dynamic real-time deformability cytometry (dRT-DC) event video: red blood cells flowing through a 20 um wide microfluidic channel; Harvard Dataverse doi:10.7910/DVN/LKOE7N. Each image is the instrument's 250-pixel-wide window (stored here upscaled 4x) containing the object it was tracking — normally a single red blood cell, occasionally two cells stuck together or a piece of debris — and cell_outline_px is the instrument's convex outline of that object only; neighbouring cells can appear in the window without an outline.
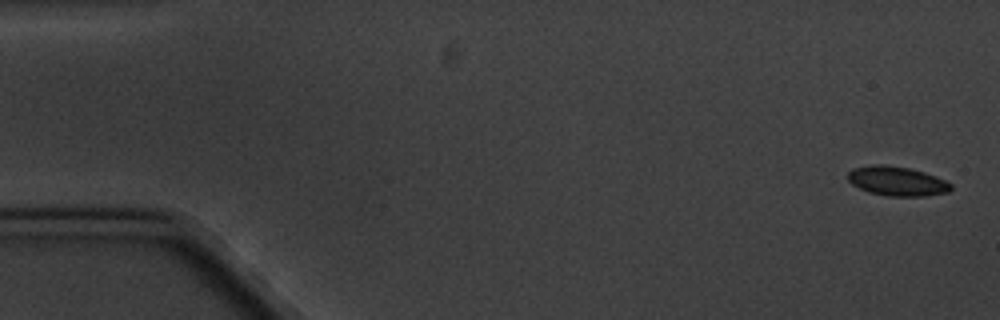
{"species": "common noctule bat (a hibernating species)", "species_latin": "Nyctalus noctula", "temperature_condition": "cold", "stored_images_in_passage": 6, "camera_frame_rate_fps": 3000, "um_per_image_px": 0.085, "animal": {"sex": "male", "body_mass_g": 20.1, "forearm_length_mm": 53.5}, "frame": {"image": 1, "passage_image": 1, "time_ms": 0.0, "image_size_px": [1000, 320], "cell_outline_px": [[952, 188], [948, 192], [924, 196], [888, 196], [868, 192], [852, 184], [848, 180], [848, 172], [852, 168], [872, 164], [876, 164], [908, 168], [924, 172], [936, 176], [952, 184]], "centroid_in_image_um": [76.23, 15.4], "position_along_channel_um": 8.8, "area_um2": 17.57}}
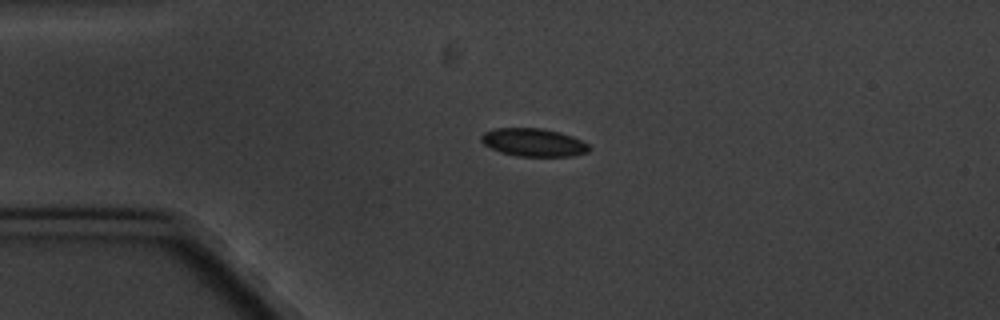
{"frame": {"image": 2, "passage_image": 4, "time_ms": 4.0, "image_size_px": [1000, 320], "cell_outline_px": [[588, 152], [572, 156], [520, 156], [500, 152], [484, 144], [480, 140], [480, 136], [484, 132], [496, 128], [540, 128], [560, 132], [572, 136], [588, 144]], "centroid_in_image_um": [45.33, 12.1], "position_along_channel_um": 39.7, "area_um2": 17.46}}